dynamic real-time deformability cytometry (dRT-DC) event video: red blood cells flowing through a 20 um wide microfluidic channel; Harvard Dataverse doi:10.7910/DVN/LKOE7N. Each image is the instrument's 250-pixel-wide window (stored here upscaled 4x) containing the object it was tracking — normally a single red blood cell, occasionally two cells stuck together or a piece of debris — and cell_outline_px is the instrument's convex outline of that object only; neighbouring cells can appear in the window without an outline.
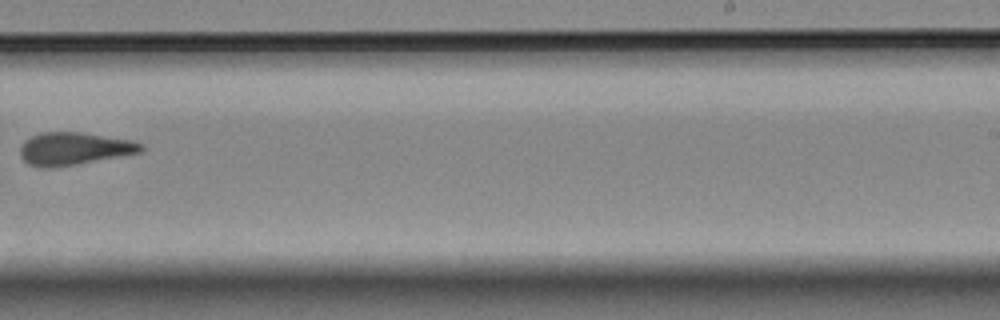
{"species": "Egyptian fruit bat (a non-hibernating species)", "species_latin": "Rousettus aegyptiacus", "temperature_condition": "room temperature", "stored_images_in_passage": 16, "camera_frame_rate_fps": 3000, "um_per_image_px": 0.085, "animal": {"sex": "female"}, "frame": {"image": 1, "passage_image": 10, "time_ms": 11.0, "image_size_px": [1000, 320], "cell_outline_px": [[144, 148], [140, 152], [76, 164], [52, 168], [44, 168], [28, 164], [20, 156], [20, 144], [24, 140], [32, 136], [44, 132], [84, 132], [132, 140], [144, 144]], "centroid_in_image_um": [6.27, 12.63], "position_along_channel_um": 282.7, "area_um2": 23.0}}
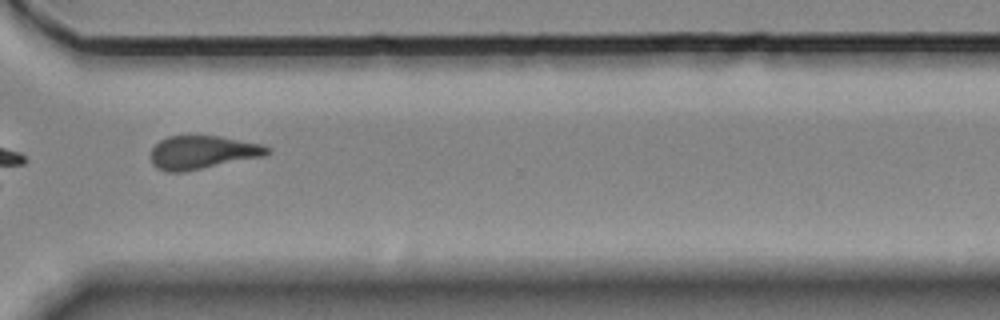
{"frame": {"image": 2, "passage_image": 12, "time_ms": 13.0, "image_size_px": [1000, 320], "cell_outline_px": [[272, 152], [264, 156], [184, 172], [168, 172], [156, 168], [152, 164], [148, 156], [148, 152], [160, 140], [168, 136], [220, 136], [264, 144], [272, 148]], "centroid_in_image_um": [17.2, 12.95], "position_along_channel_um": 353.4, "area_um2": 23.06}}
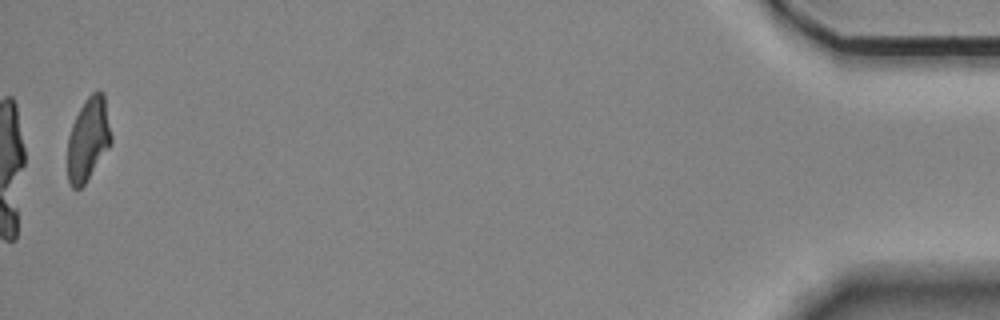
{"frame": {"image": 3, "passage_image": 16, "time_ms": 17.667, "image_size_px": [1000, 320], "cell_outline_px": [[112, 144], [84, 184], [80, 188], [72, 188], [68, 180], [68, 136], [72, 124], [84, 100], [96, 88], [104, 92], [112, 136]], "centroid_in_image_um": [7.52, 11.78], "position_along_channel_um": 427.7, "area_um2": 21.33}, "authors_computed_cell_mechanics": {"area_um2": 23.0333, "velocity_mm_per_s": 3.5151, "shape_relaxation_time_tau1_ms": null, "shape_relaxation_time_tau2_ms": 3.1449, "deformation_change_tau1": null, "deformation_change_tau2": 0.1163}}